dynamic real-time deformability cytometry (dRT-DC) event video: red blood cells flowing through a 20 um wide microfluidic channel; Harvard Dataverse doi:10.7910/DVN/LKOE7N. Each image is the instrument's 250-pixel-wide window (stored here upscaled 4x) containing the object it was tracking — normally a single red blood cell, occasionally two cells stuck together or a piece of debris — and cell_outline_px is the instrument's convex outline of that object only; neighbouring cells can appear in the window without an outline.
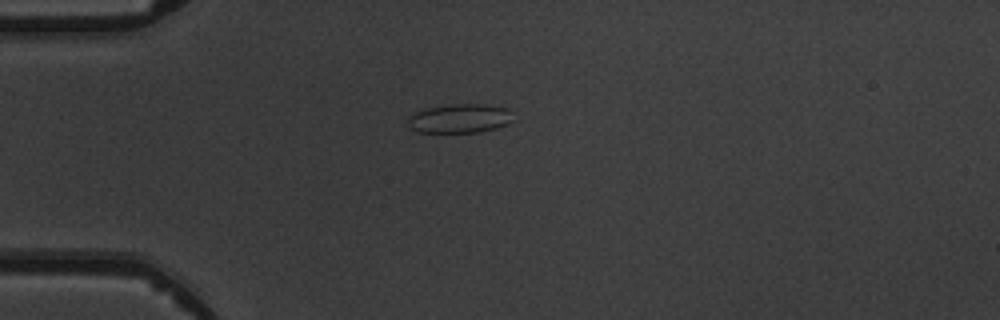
{"species": "common noctule bat (a hibernating species)", "species_latin": "Nyctalus noctula", "temperature_condition": "warm", "stored_images_in_passage": 3, "camera_frame_rate_fps": 3000, "um_per_image_px": 0.085, "animal": {"sex": "male", "body_mass_g": 19.5, "forearm_length_mm": 54.6}, "frame": {"image": 1, "passage_image": 1, "time_ms": 0.0, "image_size_px": [1000, 320], "cell_outline_px": [[516, 120], [508, 124], [496, 128], [480, 132], [420, 132], [412, 128], [408, 124], [408, 116], [416, 112], [428, 108], [452, 104], [484, 104], [508, 108]], "centroid_in_image_um": [39.15, 10.07], "position_along_channel_um": 45.9, "area_um2": 17.86}}
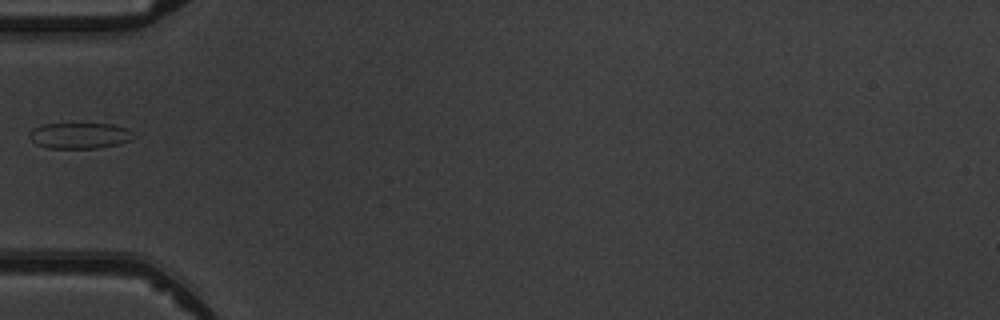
{"frame": {"image": 2, "passage_image": 2, "time_ms": 1.333, "image_size_px": [1000, 320], "cell_outline_px": [[136, 136], [132, 140], [120, 144], [96, 148], [48, 148], [36, 144], [28, 136], [32, 128], [40, 124], [112, 124], [128, 128]], "centroid_in_image_um": [6.79, 11.52], "position_along_channel_um": 78.2, "area_um2": 15.9}}
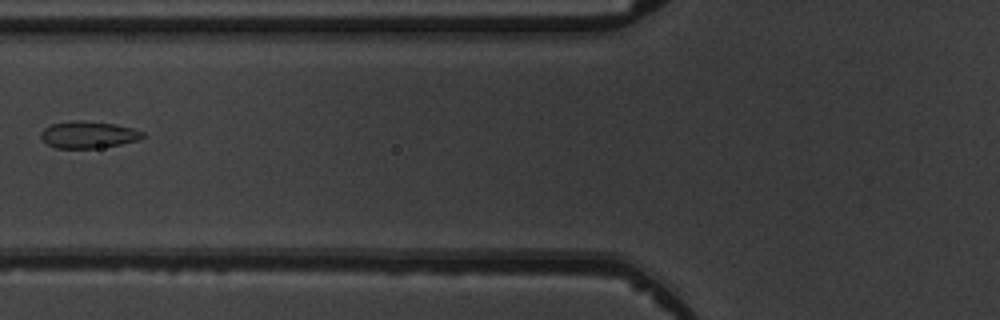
{"frame": {"image": 3, "passage_image": 3, "time_ms": 2.333, "image_size_px": [1000, 320], "cell_outline_px": [[148, 136], [136, 140], [120, 144], [100, 148], [56, 148], [48, 144], [40, 136], [40, 132], [44, 128], [52, 124], [72, 120], [80, 120], [116, 124], [132, 128], [144, 132]], "centroid_in_image_um": [7.52, 11.44], "position_along_channel_um": 118.3, "area_um2": 16.01}}